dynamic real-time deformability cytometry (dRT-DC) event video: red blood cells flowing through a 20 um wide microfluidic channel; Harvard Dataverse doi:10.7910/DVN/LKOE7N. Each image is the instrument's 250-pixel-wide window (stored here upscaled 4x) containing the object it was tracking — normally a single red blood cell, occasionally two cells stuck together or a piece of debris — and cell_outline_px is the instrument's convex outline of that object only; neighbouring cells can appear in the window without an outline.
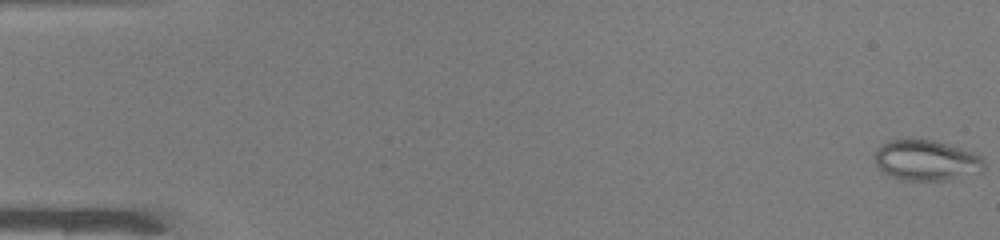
{"species": "common noctule bat (a hibernating species)", "species_latin": "Nyctalus noctula", "temperature_condition": "warm", "stored_images_in_passage": 50, "camera_frame_rate_fps": 3000, "um_per_image_px": 0.085, "animal": {"sex": "male", "body_mass_g": 19.0, "forearm_length_mm": 50.8}, "frame": {"image": 1, "passage_image": 1, "time_ms": 0.0, "image_size_px": [1000, 240], "cell_outline_px": [[984, 172], [948, 180], [904, 180], [888, 176], [876, 164], [876, 148], [880, 144], [888, 140], [908, 136], [936, 140], [972, 152], [980, 156], [984, 160]], "centroid_in_image_um": [78.72, 13.59], "position_along_channel_um": 6.3, "area_um2": 26.59}}
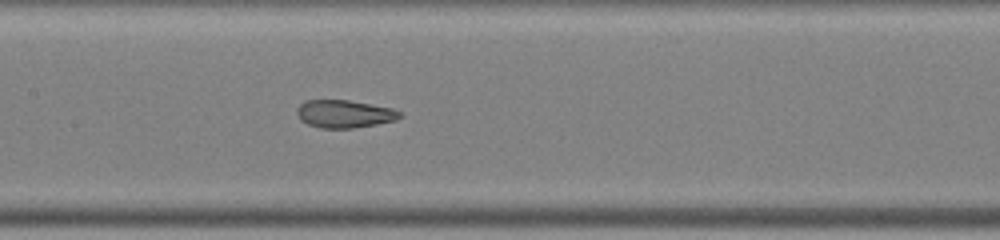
{"frame": {"image": 2, "passage_image": 25, "time_ms": 8.0, "image_size_px": [1000, 240], "cell_outline_px": [[404, 116], [396, 120], [376, 124], [352, 128], [320, 128], [308, 124], [300, 120], [296, 112], [296, 108], [304, 100], [348, 100], [392, 108], [400, 112]], "centroid_in_image_um": [29.25, 9.68], "position_along_channel_um": 178.1, "area_um2": 16.7}}
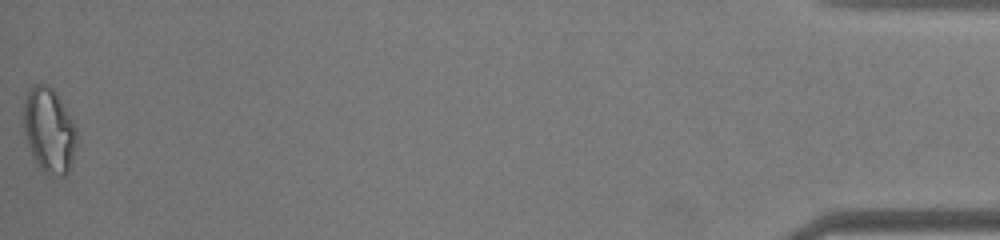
{"frame": {"image": 3, "passage_image": 50, "time_ms": 16.333, "image_size_px": [1000, 240], "cell_outline_px": [[76, 140], [72, 160], [68, 172], [64, 176], [48, 176], [40, 168], [28, 144], [24, 132], [24, 100], [28, 88], [32, 84], [48, 84], [56, 92], [72, 120], [76, 128]], "centroid_in_image_um": [4.16, 11.05], "position_along_channel_um": 431.0, "area_um2": 26.13}, "authors_computed_cell_mechanics": {"area_um2": 20.3745, "velocity_mm_per_s": 4.148, "shape_relaxation_time_tau1_ms": null, "shape_relaxation_time_tau2_ms": 1.0187, "deformation_change_tau1": null, "deformation_change_tau2": 0.0792}}